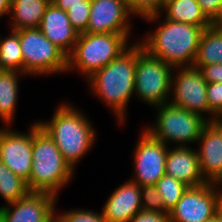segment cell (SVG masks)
<instances>
[{"label": "cell", "instance_id": "3", "mask_svg": "<svg viewBox=\"0 0 222 222\" xmlns=\"http://www.w3.org/2000/svg\"><path fill=\"white\" fill-rule=\"evenodd\" d=\"M202 27L164 19L157 30L139 41L153 57L173 68L193 67Z\"/></svg>", "mask_w": 222, "mask_h": 222}, {"label": "cell", "instance_id": "30", "mask_svg": "<svg viewBox=\"0 0 222 222\" xmlns=\"http://www.w3.org/2000/svg\"><path fill=\"white\" fill-rule=\"evenodd\" d=\"M66 222H106L103 213L90 210L73 209L60 214Z\"/></svg>", "mask_w": 222, "mask_h": 222}, {"label": "cell", "instance_id": "16", "mask_svg": "<svg viewBox=\"0 0 222 222\" xmlns=\"http://www.w3.org/2000/svg\"><path fill=\"white\" fill-rule=\"evenodd\" d=\"M39 29L67 57L72 53L79 33L70 24L67 11L50 2Z\"/></svg>", "mask_w": 222, "mask_h": 222}, {"label": "cell", "instance_id": "24", "mask_svg": "<svg viewBox=\"0 0 222 222\" xmlns=\"http://www.w3.org/2000/svg\"><path fill=\"white\" fill-rule=\"evenodd\" d=\"M27 182L15 175L0 160V196L7 204L14 203L29 193Z\"/></svg>", "mask_w": 222, "mask_h": 222}, {"label": "cell", "instance_id": "29", "mask_svg": "<svg viewBox=\"0 0 222 222\" xmlns=\"http://www.w3.org/2000/svg\"><path fill=\"white\" fill-rule=\"evenodd\" d=\"M207 101L209 106L208 121H213L222 110V83H207Z\"/></svg>", "mask_w": 222, "mask_h": 222}, {"label": "cell", "instance_id": "37", "mask_svg": "<svg viewBox=\"0 0 222 222\" xmlns=\"http://www.w3.org/2000/svg\"><path fill=\"white\" fill-rule=\"evenodd\" d=\"M48 222H66L60 215L57 216V214L53 215Z\"/></svg>", "mask_w": 222, "mask_h": 222}, {"label": "cell", "instance_id": "27", "mask_svg": "<svg viewBox=\"0 0 222 222\" xmlns=\"http://www.w3.org/2000/svg\"><path fill=\"white\" fill-rule=\"evenodd\" d=\"M90 10V1H83V5L69 6L67 10L70 24L79 34L85 32L88 27Z\"/></svg>", "mask_w": 222, "mask_h": 222}, {"label": "cell", "instance_id": "18", "mask_svg": "<svg viewBox=\"0 0 222 222\" xmlns=\"http://www.w3.org/2000/svg\"><path fill=\"white\" fill-rule=\"evenodd\" d=\"M176 146L168 149L165 174L178 179L188 187H198L207 183L200 171L197 150Z\"/></svg>", "mask_w": 222, "mask_h": 222}, {"label": "cell", "instance_id": "19", "mask_svg": "<svg viewBox=\"0 0 222 222\" xmlns=\"http://www.w3.org/2000/svg\"><path fill=\"white\" fill-rule=\"evenodd\" d=\"M51 0H11V29L39 28Z\"/></svg>", "mask_w": 222, "mask_h": 222}, {"label": "cell", "instance_id": "40", "mask_svg": "<svg viewBox=\"0 0 222 222\" xmlns=\"http://www.w3.org/2000/svg\"><path fill=\"white\" fill-rule=\"evenodd\" d=\"M169 0H161V3L164 5Z\"/></svg>", "mask_w": 222, "mask_h": 222}, {"label": "cell", "instance_id": "14", "mask_svg": "<svg viewBox=\"0 0 222 222\" xmlns=\"http://www.w3.org/2000/svg\"><path fill=\"white\" fill-rule=\"evenodd\" d=\"M89 24L85 33H129L127 0H91Z\"/></svg>", "mask_w": 222, "mask_h": 222}, {"label": "cell", "instance_id": "25", "mask_svg": "<svg viewBox=\"0 0 222 222\" xmlns=\"http://www.w3.org/2000/svg\"><path fill=\"white\" fill-rule=\"evenodd\" d=\"M155 186L162 196L164 209L168 213L177 204L188 188L183 182L166 174L157 181Z\"/></svg>", "mask_w": 222, "mask_h": 222}, {"label": "cell", "instance_id": "34", "mask_svg": "<svg viewBox=\"0 0 222 222\" xmlns=\"http://www.w3.org/2000/svg\"><path fill=\"white\" fill-rule=\"evenodd\" d=\"M83 1L91 0H51V3L63 11H67L69 6L83 5Z\"/></svg>", "mask_w": 222, "mask_h": 222}, {"label": "cell", "instance_id": "32", "mask_svg": "<svg viewBox=\"0 0 222 222\" xmlns=\"http://www.w3.org/2000/svg\"><path fill=\"white\" fill-rule=\"evenodd\" d=\"M129 222H170L168 212L141 210Z\"/></svg>", "mask_w": 222, "mask_h": 222}, {"label": "cell", "instance_id": "7", "mask_svg": "<svg viewBox=\"0 0 222 222\" xmlns=\"http://www.w3.org/2000/svg\"><path fill=\"white\" fill-rule=\"evenodd\" d=\"M19 34L24 75H47L67 71V56L39 28H24Z\"/></svg>", "mask_w": 222, "mask_h": 222}, {"label": "cell", "instance_id": "31", "mask_svg": "<svg viewBox=\"0 0 222 222\" xmlns=\"http://www.w3.org/2000/svg\"><path fill=\"white\" fill-rule=\"evenodd\" d=\"M197 2L212 24H222V0H197Z\"/></svg>", "mask_w": 222, "mask_h": 222}, {"label": "cell", "instance_id": "21", "mask_svg": "<svg viewBox=\"0 0 222 222\" xmlns=\"http://www.w3.org/2000/svg\"><path fill=\"white\" fill-rule=\"evenodd\" d=\"M165 19L183 22L203 29L212 25L205 17L197 0H169L163 5Z\"/></svg>", "mask_w": 222, "mask_h": 222}, {"label": "cell", "instance_id": "5", "mask_svg": "<svg viewBox=\"0 0 222 222\" xmlns=\"http://www.w3.org/2000/svg\"><path fill=\"white\" fill-rule=\"evenodd\" d=\"M130 33H80L67 57V71L77 69L88 79L125 51Z\"/></svg>", "mask_w": 222, "mask_h": 222}, {"label": "cell", "instance_id": "13", "mask_svg": "<svg viewBox=\"0 0 222 222\" xmlns=\"http://www.w3.org/2000/svg\"><path fill=\"white\" fill-rule=\"evenodd\" d=\"M57 198L46 192H29L14 203L0 206L2 221L48 222L57 213L55 212Z\"/></svg>", "mask_w": 222, "mask_h": 222}, {"label": "cell", "instance_id": "1", "mask_svg": "<svg viewBox=\"0 0 222 222\" xmlns=\"http://www.w3.org/2000/svg\"><path fill=\"white\" fill-rule=\"evenodd\" d=\"M130 44L118 57L87 79L94 94L113 109L112 112L122 123L125 121L128 102L134 93L137 57L144 50L139 41Z\"/></svg>", "mask_w": 222, "mask_h": 222}, {"label": "cell", "instance_id": "8", "mask_svg": "<svg viewBox=\"0 0 222 222\" xmlns=\"http://www.w3.org/2000/svg\"><path fill=\"white\" fill-rule=\"evenodd\" d=\"M173 71L172 66L144 49L136 61L134 94L152 107L168 103Z\"/></svg>", "mask_w": 222, "mask_h": 222}, {"label": "cell", "instance_id": "11", "mask_svg": "<svg viewBox=\"0 0 222 222\" xmlns=\"http://www.w3.org/2000/svg\"><path fill=\"white\" fill-rule=\"evenodd\" d=\"M134 150L135 176L131 179L140 187L153 186L165 174L168 147L142 131Z\"/></svg>", "mask_w": 222, "mask_h": 222}, {"label": "cell", "instance_id": "39", "mask_svg": "<svg viewBox=\"0 0 222 222\" xmlns=\"http://www.w3.org/2000/svg\"><path fill=\"white\" fill-rule=\"evenodd\" d=\"M204 222H216V214L214 217L208 219V220H205Z\"/></svg>", "mask_w": 222, "mask_h": 222}, {"label": "cell", "instance_id": "2", "mask_svg": "<svg viewBox=\"0 0 222 222\" xmlns=\"http://www.w3.org/2000/svg\"><path fill=\"white\" fill-rule=\"evenodd\" d=\"M52 120L37 122L59 148L64 160L74 170L75 164L95 144L96 130L87 117L70 103H62Z\"/></svg>", "mask_w": 222, "mask_h": 222}, {"label": "cell", "instance_id": "26", "mask_svg": "<svg viewBox=\"0 0 222 222\" xmlns=\"http://www.w3.org/2000/svg\"><path fill=\"white\" fill-rule=\"evenodd\" d=\"M127 4L130 14L139 15L148 22L159 21L160 14L163 12L161 0H127Z\"/></svg>", "mask_w": 222, "mask_h": 222}, {"label": "cell", "instance_id": "4", "mask_svg": "<svg viewBox=\"0 0 222 222\" xmlns=\"http://www.w3.org/2000/svg\"><path fill=\"white\" fill-rule=\"evenodd\" d=\"M32 158L27 182L29 191L46 192L57 197L58 191L71 180L74 170L40 126L32 133Z\"/></svg>", "mask_w": 222, "mask_h": 222}, {"label": "cell", "instance_id": "12", "mask_svg": "<svg viewBox=\"0 0 222 222\" xmlns=\"http://www.w3.org/2000/svg\"><path fill=\"white\" fill-rule=\"evenodd\" d=\"M39 127L33 123L28 133L0 129V160L17 176L29 181L32 167V133Z\"/></svg>", "mask_w": 222, "mask_h": 222}, {"label": "cell", "instance_id": "6", "mask_svg": "<svg viewBox=\"0 0 222 222\" xmlns=\"http://www.w3.org/2000/svg\"><path fill=\"white\" fill-rule=\"evenodd\" d=\"M158 112L155 125L144 130L154 139L168 145L169 142L185 146L198 142L204 126L209 122L205 116L164 103L155 107ZM184 143V144H183Z\"/></svg>", "mask_w": 222, "mask_h": 222}, {"label": "cell", "instance_id": "22", "mask_svg": "<svg viewBox=\"0 0 222 222\" xmlns=\"http://www.w3.org/2000/svg\"><path fill=\"white\" fill-rule=\"evenodd\" d=\"M15 70H0V119L9 126L14 118L18 99V76Z\"/></svg>", "mask_w": 222, "mask_h": 222}, {"label": "cell", "instance_id": "35", "mask_svg": "<svg viewBox=\"0 0 222 222\" xmlns=\"http://www.w3.org/2000/svg\"><path fill=\"white\" fill-rule=\"evenodd\" d=\"M11 0H0V18L10 13Z\"/></svg>", "mask_w": 222, "mask_h": 222}, {"label": "cell", "instance_id": "10", "mask_svg": "<svg viewBox=\"0 0 222 222\" xmlns=\"http://www.w3.org/2000/svg\"><path fill=\"white\" fill-rule=\"evenodd\" d=\"M176 76L172 74L171 90L173 96L170 103L203 116L209 114L207 101V82L201 71L195 67L174 68Z\"/></svg>", "mask_w": 222, "mask_h": 222}, {"label": "cell", "instance_id": "15", "mask_svg": "<svg viewBox=\"0 0 222 222\" xmlns=\"http://www.w3.org/2000/svg\"><path fill=\"white\" fill-rule=\"evenodd\" d=\"M200 171L207 182L222 185V128L209 121L198 139Z\"/></svg>", "mask_w": 222, "mask_h": 222}, {"label": "cell", "instance_id": "36", "mask_svg": "<svg viewBox=\"0 0 222 222\" xmlns=\"http://www.w3.org/2000/svg\"><path fill=\"white\" fill-rule=\"evenodd\" d=\"M220 128H222V110L215 116L213 120Z\"/></svg>", "mask_w": 222, "mask_h": 222}, {"label": "cell", "instance_id": "38", "mask_svg": "<svg viewBox=\"0 0 222 222\" xmlns=\"http://www.w3.org/2000/svg\"><path fill=\"white\" fill-rule=\"evenodd\" d=\"M216 222H222V206L216 212Z\"/></svg>", "mask_w": 222, "mask_h": 222}, {"label": "cell", "instance_id": "9", "mask_svg": "<svg viewBox=\"0 0 222 222\" xmlns=\"http://www.w3.org/2000/svg\"><path fill=\"white\" fill-rule=\"evenodd\" d=\"M221 184L207 182L188 187L169 212L170 222H204L215 216L222 206ZM218 189V191H217Z\"/></svg>", "mask_w": 222, "mask_h": 222}, {"label": "cell", "instance_id": "28", "mask_svg": "<svg viewBox=\"0 0 222 222\" xmlns=\"http://www.w3.org/2000/svg\"><path fill=\"white\" fill-rule=\"evenodd\" d=\"M142 210L151 212H167L163 206L162 196L155 185L140 187Z\"/></svg>", "mask_w": 222, "mask_h": 222}, {"label": "cell", "instance_id": "33", "mask_svg": "<svg viewBox=\"0 0 222 222\" xmlns=\"http://www.w3.org/2000/svg\"><path fill=\"white\" fill-rule=\"evenodd\" d=\"M199 70L207 83H222V63L202 66Z\"/></svg>", "mask_w": 222, "mask_h": 222}, {"label": "cell", "instance_id": "23", "mask_svg": "<svg viewBox=\"0 0 222 222\" xmlns=\"http://www.w3.org/2000/svg\"><path fill=\"white\" fill-rule=\"evenodd\" d=\"M10 36H0V70H15L23 73V57L19 34L11 30Z\"/></svg>", "mask_w": 222, "mask_h": 222}, {"label": "cell", "instance_id": "20", "mask_svg": "<svg viewBox=\"0 0 222 222\" xmlns=\"http://www.w3.org/2000/svg\"><path fill=\"white\" fill-rule=\"evenodd\" d=\"M222 63V24H212L201 34L193 67Z\"/></svg>", "mask_w": 222, "mask_h": 222}, {"label": "cell", "instance_id": "17", "mask_svg": "<svg viewBox=\"0 0 222 222\" xmlns=\"http://www.w3.org/2000/svg\"><path fill=\"white\" fill-rule=\"evenodd\" d=\"M141 210L140 186L128 180L112 192L102 213L106 222H129Z\"/></svg>", "mask_w": 222, "mask_h": 222}]
</instances>
